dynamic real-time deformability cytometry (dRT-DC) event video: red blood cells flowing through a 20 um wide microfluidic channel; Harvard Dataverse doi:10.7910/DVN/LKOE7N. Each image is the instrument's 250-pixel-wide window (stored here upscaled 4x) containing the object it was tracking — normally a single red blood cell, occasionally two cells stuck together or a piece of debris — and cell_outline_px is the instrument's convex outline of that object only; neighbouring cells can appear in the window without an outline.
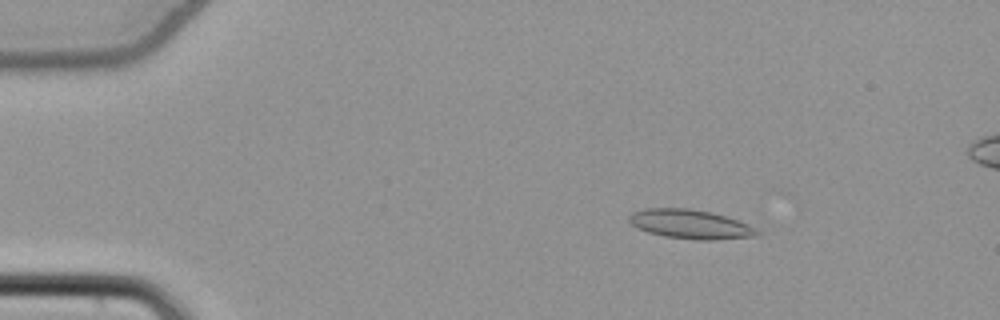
{"species": "common noctule bat (a hibernating species)", "species_latin": "Nyctalus noctula", "temperature_condition": "cold", "stored_images_in_passage": 18, "camera_frame_rate_fps": 3000, "um_per_image_px": 0.085, "animal": {"sex": "female", "body_mass_g": 22.7, "forearm_length_mm": 54.2}, "frame": {"image": 1, "passage_image": 10, "time_ms": 3.0, "image_size_px": [1000, 320], "cell_outline_px": [[764, 232], [756, 236], [716, 240], [700, 240], [664, 236], [648, 232], [636, 228], [628, 220], [628, 216], [632, 212], [644, 208], [688, 208], [712, 212], [748, 224]], "centroid_in_image_um": [58.68, 19.06], "position_along_channel_um": 26.3, "area_um2": 21.91}}